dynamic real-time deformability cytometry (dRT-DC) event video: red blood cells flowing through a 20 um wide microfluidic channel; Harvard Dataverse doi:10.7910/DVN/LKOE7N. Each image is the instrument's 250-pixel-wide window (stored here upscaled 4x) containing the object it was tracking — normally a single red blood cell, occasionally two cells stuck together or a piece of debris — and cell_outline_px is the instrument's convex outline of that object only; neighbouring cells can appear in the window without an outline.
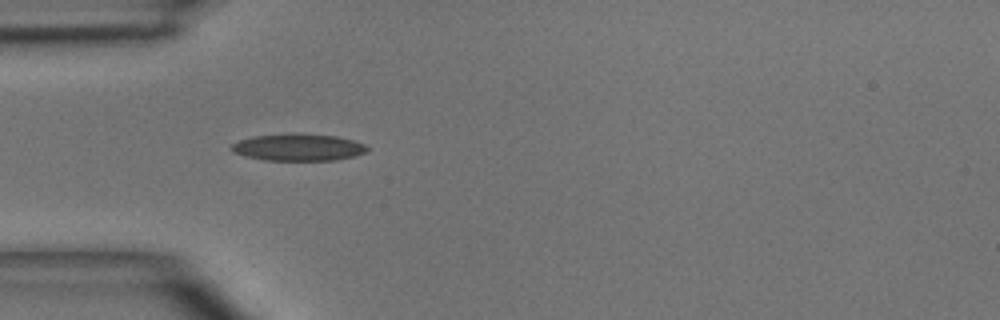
{"species": "common noctule bat (a hibernating species)", "species_latin": "Nyctalus noctula", "temperature_condition": "room temperature", "stored_images_in_passage": 1, "camera_frame_rate_fps": 3000, "um_per_image_px": 0.085, "animal": {"sex": "male", "body_mass_g": 15.6}, "frame": {"image": 1, "passage_image": 1, "time_ms": 0.0, "image_size_px": [1000, 320], "cell_outline_px": [[368, 152], [356, 156], [336, 160], [264, 160], [244, 156], [232, 152], [232, 144], [240, 140], [252, 136], [288, 132], [300, 132], [336, 136], [352, 140], [364, 144], [368, 148]], "centroid_in_image_um": [25.36, 12.5], "position_along_channel_um": 59.6, "area_um2": 21.79}}